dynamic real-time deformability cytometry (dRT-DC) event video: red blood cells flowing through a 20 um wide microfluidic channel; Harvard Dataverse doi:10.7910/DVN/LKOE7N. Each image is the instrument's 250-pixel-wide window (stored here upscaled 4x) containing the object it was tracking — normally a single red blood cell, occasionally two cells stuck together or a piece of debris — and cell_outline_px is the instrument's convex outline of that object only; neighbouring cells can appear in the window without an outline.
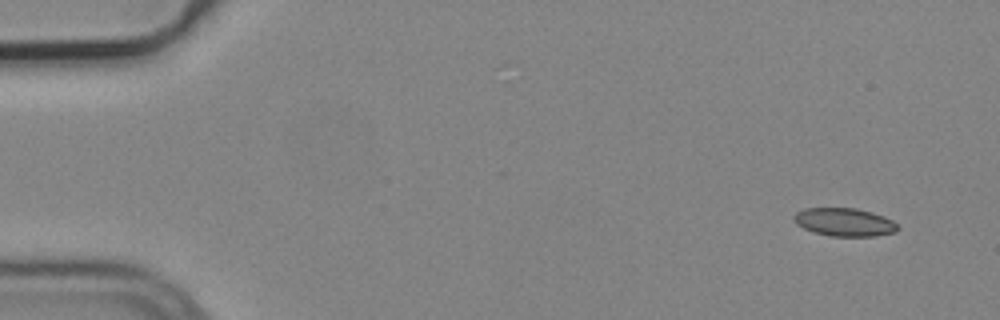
{"species": "common noctule bat (a hibernating species)", "species_latin": "Nyctalus noctula", "temperature_condition": "cold", "stored_images_in_passage": 4, "camera_frame_rate_fps": 3000, "um_per_image_px": 0.085, "animal": {"sex": "male", "body_mass_g": 19.2, "forearm_length_mm": 51.8}, "frame": {"image": 1, "passage_image": 1, "time_ms": 0.0, "image_size_px": [1000, 320], "cell_outline_px": [[900, 228], [896, 232], [876, 236], [828, 236], [804, 228], [796, 224], [792, 216], [796, 212], [804, 208], [856, 208], [872, 212], [884, 216], [892, 220]], "centroid_in_image_um": [71.78, 18.88], "position_along_channel_um": 13.2, "area_um2": 17.11}}
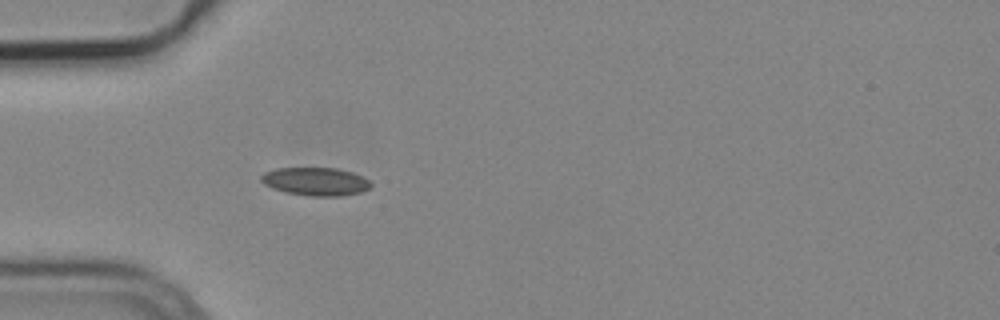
{"frame": {"image": 2, "passage_image": 4, "time_ms": 1.0, "image_size_px": [1000, 320], "cell_outline_px": [[372, 184], [368, 188], [360, 192], [340, 196], [312, 196], [284, 192], [272, 188], [264, 184], [260, 180], [260, 176], [264, 172], [276, 168], [336, 168], [352, 172], [368, 180]], "centroid_in_image_um": [26.78, 15.42], "position_along_channel_um": 58.2, "area_um2": 17.92}}